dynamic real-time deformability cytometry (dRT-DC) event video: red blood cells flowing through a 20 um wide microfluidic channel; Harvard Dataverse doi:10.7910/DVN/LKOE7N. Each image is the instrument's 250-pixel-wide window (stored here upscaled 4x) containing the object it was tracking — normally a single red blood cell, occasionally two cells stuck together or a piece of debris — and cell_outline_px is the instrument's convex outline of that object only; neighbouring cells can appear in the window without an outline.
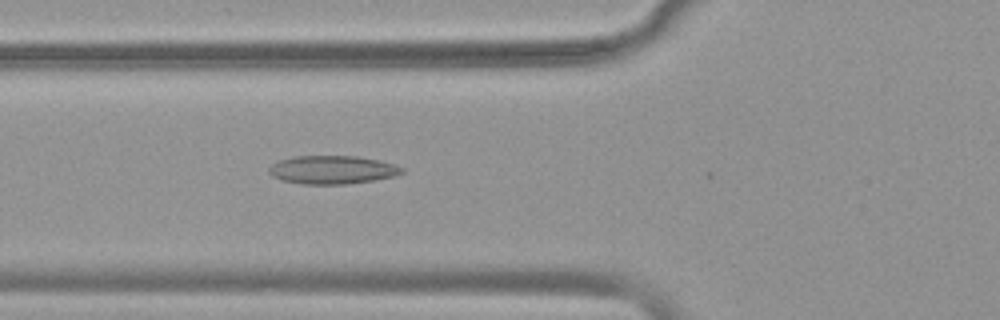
{"species": "common noctule bat (a hibernating species)", "species_latin": "Nyctalus noctula", "temperature_condition": "warm", "stored_images_in_passage": 53, "camera_frame_rate_fps": 3000, "um_per_image_px": 0.085, "animal": {"sex": "female", "body_mass_g": 19.9}, "frame": {"image": 1, "passage_image": 20, "time_ms": 6.333, "image_size_px": [1000, 320], "cell_outline_px": [[404, 172], [392, 176], [372, 180], [344, 184], [304, 184], [284, 180], [272, 176], [268, 172], [268, 168], [272, 164], [280, 160], [292, 156], [356, 156], [380, 160], [396, 164], [404, 168]], "centroid_in_image_um": [28.25, 14.42], "position_along_channel_um": 97.6, "area_um2": 21.85}}
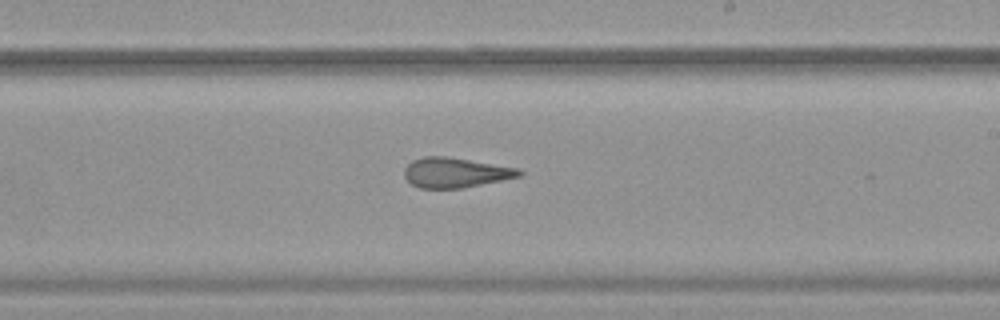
{"frame": {"image": 2, "passage_image": 32, "time_ms": 10.333, "image_size_px": [1000, 320], "cell_outline_px": [[524, 172], [520, 176], [460, 188], [420, 188], [412, 184], [404, 176], [404, 168], [412, 160], [424, 156], [448, 156], [516, 168]], "centroid_in_image_um": [38.65, 14.66], "position_along_channel_um": 250.3, "area_um2": 19.77}}
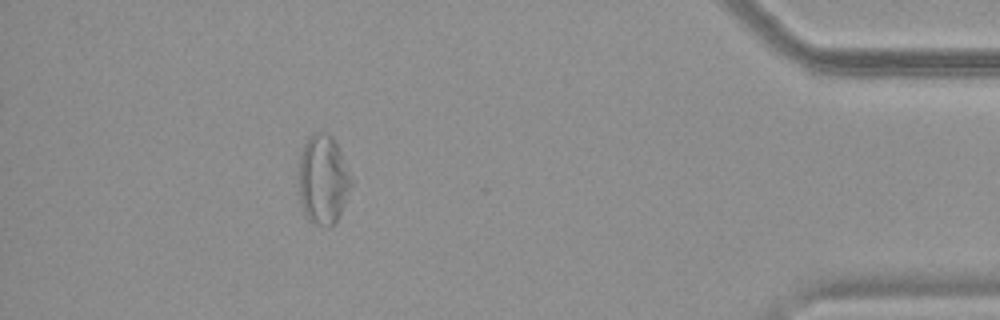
{"frame": {"image": 3, "passage_image": 48, "time_ms": 15.667, "image_size_px": [1000, 320], "cell_outline_px": [[352, 184], [344, 204], [336, 220], [328, 228], [312, 224], [308, 220], [304, 212], [300, 200], [296, 172], [300, 156], [304, 144], [308, 136], [316, 132], [324, 132], [332, 136], [352, 176]], "centroid_in_image_um": [27.42, 15.27], "position_along_channel_um": 407.8, "area_um2": 27.74}, "authors_computed_cell_mechanics": {"area_um2": 23.12, "velocity_mm_per_s": 3.824, "shape_relaxation_time_tau1_ms": null, "shape_relaxation_time_tau2_ms": 2.5776, "deformation_change_tau1": null, "deformation_change_tau2": 0.1158}}